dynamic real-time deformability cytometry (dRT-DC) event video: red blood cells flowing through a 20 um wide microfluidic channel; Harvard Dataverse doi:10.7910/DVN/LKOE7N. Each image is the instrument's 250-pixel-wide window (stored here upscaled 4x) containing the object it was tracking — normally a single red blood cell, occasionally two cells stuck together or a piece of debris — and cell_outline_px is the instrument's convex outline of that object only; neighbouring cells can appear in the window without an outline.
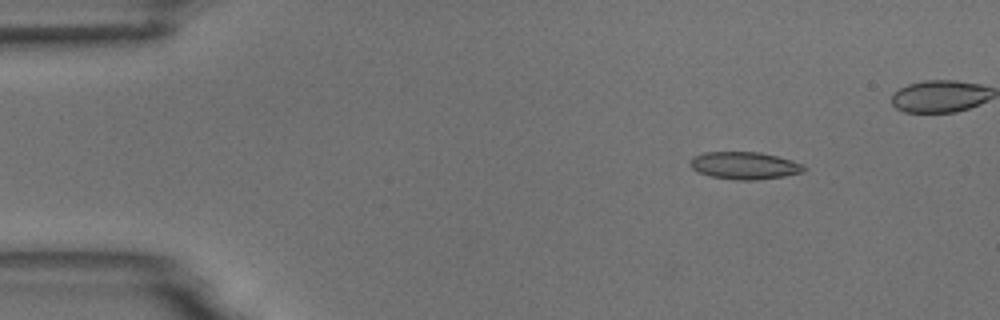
{"species": "common noctule bat (a hibernating species)", "species_latin": "Nyctalus noctula", "temperature_condition": "room temperature", "stored_images_in_passage": 7, "camera_frame_rate_fps": 3000, "um_per_image_px": 0.085, "animal": {"sex": "male", "body_mass_g": 18.8}, "frame": {"image": 1, "passage_image": 2, "time_ms": 1.333, "image_size_px": [1000, 320], "cell_outline_px": [[808, 168], [804, 172], [784, 176], [756, 180], [736, 180], [712, 176], [700, 172], [692, 168], [688, 164], [692, 156], [704, 152], [760, 152], [792, 160], [804, 164]], "centroid_in_image_um": [63.31, 14.06], "position_along_channel_um": 21.7, "area_um2": 18.26}}